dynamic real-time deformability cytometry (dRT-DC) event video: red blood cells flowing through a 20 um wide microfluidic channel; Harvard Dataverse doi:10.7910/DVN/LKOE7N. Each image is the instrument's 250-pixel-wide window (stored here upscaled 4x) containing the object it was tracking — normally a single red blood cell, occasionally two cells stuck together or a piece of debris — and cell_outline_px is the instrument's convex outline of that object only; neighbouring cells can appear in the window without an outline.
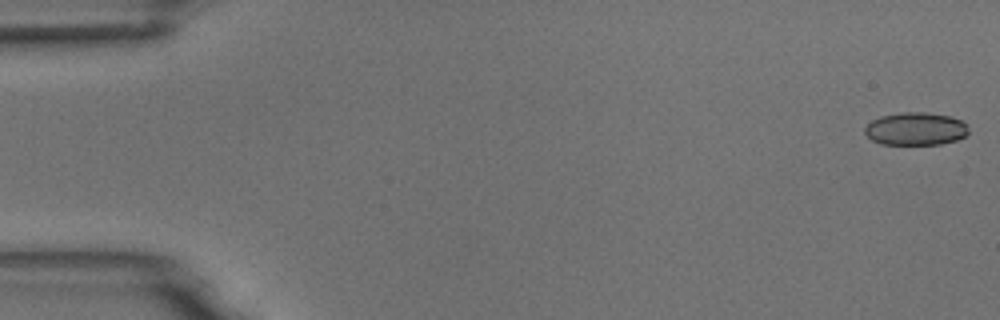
{"species": "common noctule bat (a hibernating species)", "species_latin": "Nyctalus noctula", "temperature_condition": "room temperature", "stored_images_in_passage": 54, "camera_frame_rate_fps": 3000, "um_per_image_px": 0.085, "animal": {"sex": "male", "body_mass_g": 18.8}, "frame": {"image": 1, "passage_image": 1, "time_ms": 0.0, "image_size_px": [1000, 320], "cell_outline_px": [[968, 132], [964, 136], [956, 140], [940, 144], [880, 144], [872, 140], [864, 132], [864, 128], [872, 120], [880, 116], [900, 112], [924, 112], [948, 116], [960, 120], [968, 124]], "centroid_in_image_um": [77.81, 10.95], "position_along_channel_um": 7.2, "area_um2": 19.83}}
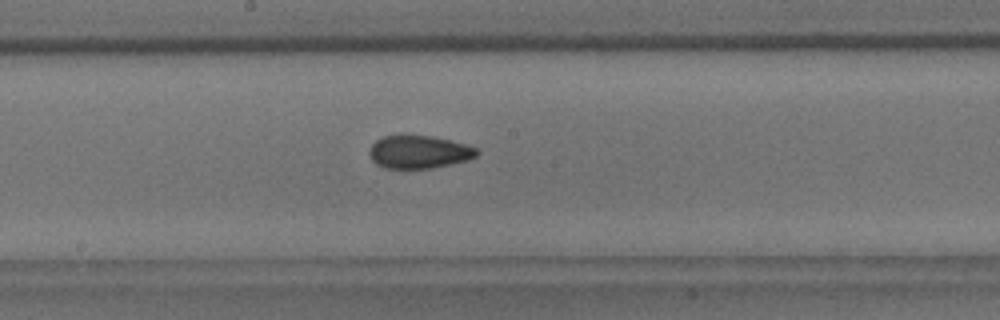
{"frame": {"image": 2, "passage_image": 29, "time_ms": 9.333, "image_size_px": [1000, 320], "cell_outline_px": [[480, 152], [476, 156], [468, 160], [432, 168], [384, 168], [376, 164], [372, 160], [368, 152], [372, 144], [376, 140], [384, 136], [400, 132], [408, 132], [432, 136], [464, 144], [476, 148]], "centroid_in_image_um": [35.56, 12.87], "position_along_channel_um": 212.6, "area_um2": 21.21}}
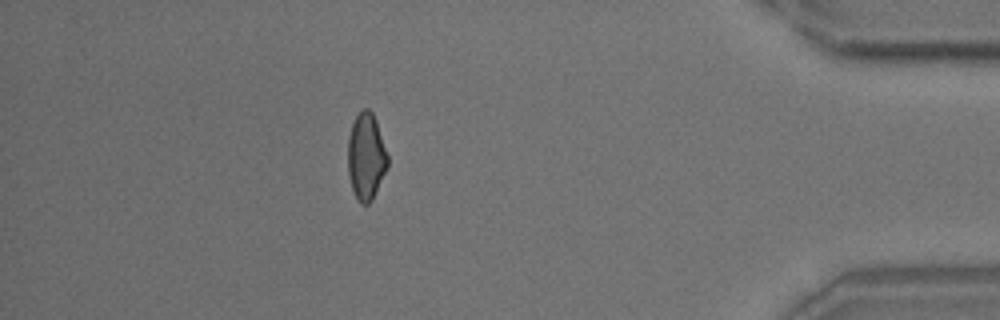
{"frame": {"image": 3, "passage_image": 48, "time_ms": 15.667, "image_size_px": [1000, 320], "cell_outline_px": [[388, 168], [372, 200], [368, 204], [360, 204], [356, 200], [352, 188], [348, 172], [348, 136], [352, 124], [356, 116], [364, 108], [368, 108], [372, 112], [376, 120], [388, 156]], "centroid_in_image_um": [31.12, 13.33], "position_along_channel_um": 404.1, "area_um2": 20.23}, "authors_computed_cell_mechanics": {"area_um2": 20.6924, "velocity_mm_per_s": 3.7336, "shape_relaxation_time_tau1_ms": null, "shape_relaxation_time_tau2_ms": 3.1517, "deformation_change_tau1": null, "deformation_change_tau2": 0.0994}}